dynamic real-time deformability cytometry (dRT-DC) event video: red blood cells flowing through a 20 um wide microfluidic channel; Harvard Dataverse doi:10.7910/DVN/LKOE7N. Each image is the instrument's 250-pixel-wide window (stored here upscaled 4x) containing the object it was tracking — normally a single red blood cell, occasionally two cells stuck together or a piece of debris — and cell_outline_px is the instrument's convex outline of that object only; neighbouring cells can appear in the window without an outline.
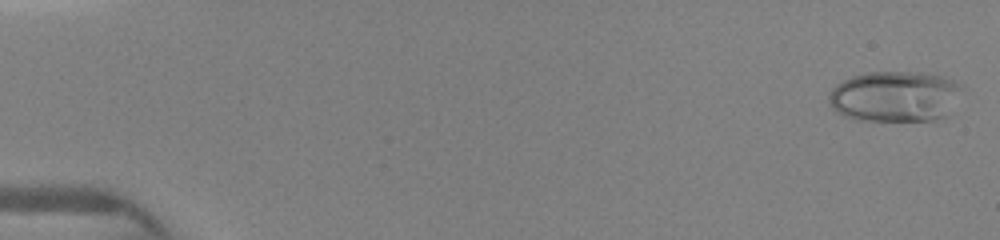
{"species": "human", "species_latin": "Homo sapiens", "temperature_condition": "warm", "stored_images_in_passage": 19, "camera_frame_rate_fps": 3000, "um_per_image_px": 0.085, "donor": {"sex": "female"}, "frame": {"image": 1, "passage_image": 1, "time_ms": 0.0, "image_size_px": [1000, 240], "cell_outline_px": [[960, 84], [944, 116], [932, 120], [856, 120], [844, 116], [836, 112], [828, 104], [828, 92], [836, 84], [852, 76], [868, 72], [920, 72], [944, 76]], "centroid_in_image_um": [75.92, 8.18], "position_along_channel_um": 9.1, "area_um2": 38.73}}
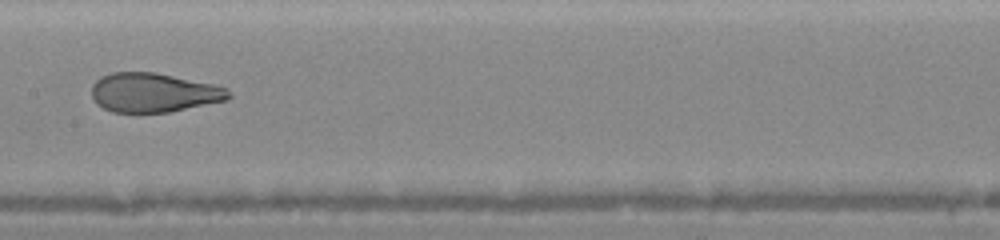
{"frame": {"image": 2, "passage_image": 16, "time_ms": 7.667, "image_size_px": [1000, 240], "cell_outline_px": [[232, 96], [228, 100], [168, 112], [112, 112], [96, 104], [92, 96], [92, 84], [100, 76], [112, 72], [156, 72], [212, 84], [228, 88]], "centroid_in_image_um": [13.05, 7.86], "position_along_channel_um": 194.3, "area_um2": 31.39}}